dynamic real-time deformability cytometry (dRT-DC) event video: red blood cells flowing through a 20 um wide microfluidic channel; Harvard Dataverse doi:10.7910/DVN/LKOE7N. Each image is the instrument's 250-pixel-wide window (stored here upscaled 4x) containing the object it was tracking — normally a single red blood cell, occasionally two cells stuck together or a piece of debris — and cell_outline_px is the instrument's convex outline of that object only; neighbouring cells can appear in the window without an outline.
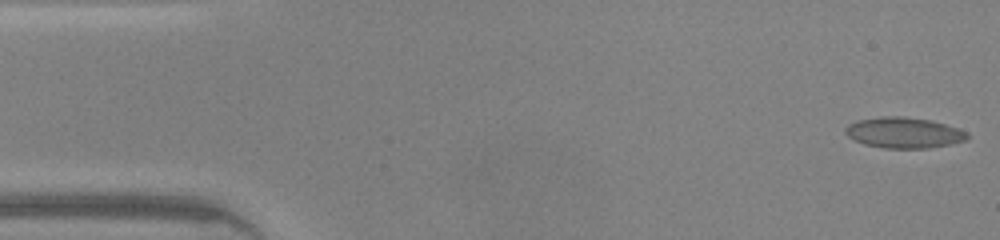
{"species": "common noctule bat (a hibernating species)", "species_latin": "Nyctalus noctula", "temperature_condition": "warm", "stored_images_in_passage": 46, "camera_frame_rate_fps": 3000, "um_per_image_px": 0.085, "animal": {"sex": "male", "body_mass_g": 20.0, "forearm_length_mm": 53.3}, "frame": {"image": 1, "passage_image": 1, "time_ms": 0.0, "image_size_px": [1000, 240], "cell_outline_px": [[968, 140], [928, 148], [884, 148], [864, 144], [848, 136], [844, 132], [844, 128], [848, 124], [856, 120], [880, 116], [904, 116], [928, 120], [944, 124], [968, 132]], "centroid_in_image_um": [76.79, 11.27], "position_along_channel_um": 8.2, "area_um2": 21.79}}
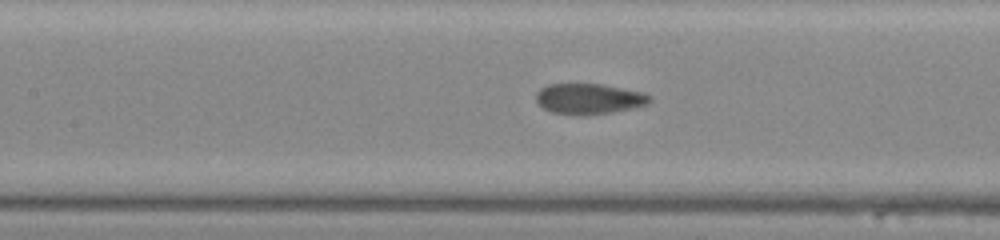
{"frame": {"image": 2, "passage_image": 20, "time_ms": 6.333, "image_size_px": [1000, 240], "cell_outline_px": [[652, 100], [648, 104], [632, 108], [612, 112], [584, 116], [552, 112], [544, 108], [536, 100], [536, 92], [540, 88], [548, 84], [600, 84], [640, 92], [652, 96]], "centroid_in_image_um": [50.05, 8.4], "position_along_channel_um": 157.3, "area_um2": 20.17}}
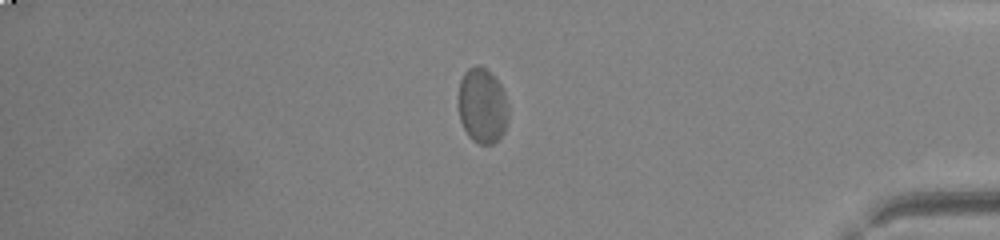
{"frame": {"image": 3, "passage_image": 39, "time_ms": 12.667, "image_size_px": [1000, 240], "cell_outline_px": [[508, 120], [504, 132], [492, 144], [480, 144], [472, 140], [468, 136], [460, 120], [456, 104], [456, 96], [460, 80], [464, 72], [468, 68], [476, 64], [480, 64], [500, 84], [504, 92], [508, 104]], "centroid_in_image_um": [40.95, 8.97], "position_along_channel_um": 394.3, "area_um2": 22.43}, "authors_computed_cell_mechanics": {"area_um2": 21.2704, "velocity_mm_per_s": 4.3003, "shape_relaxation_time_tau1_ms": 3.4942, "shape_relaxation_time_tau2_ms": 0.8248, "deformation_change_tau1": 0.1111, "deformation_change_tau2": 0.0426}}